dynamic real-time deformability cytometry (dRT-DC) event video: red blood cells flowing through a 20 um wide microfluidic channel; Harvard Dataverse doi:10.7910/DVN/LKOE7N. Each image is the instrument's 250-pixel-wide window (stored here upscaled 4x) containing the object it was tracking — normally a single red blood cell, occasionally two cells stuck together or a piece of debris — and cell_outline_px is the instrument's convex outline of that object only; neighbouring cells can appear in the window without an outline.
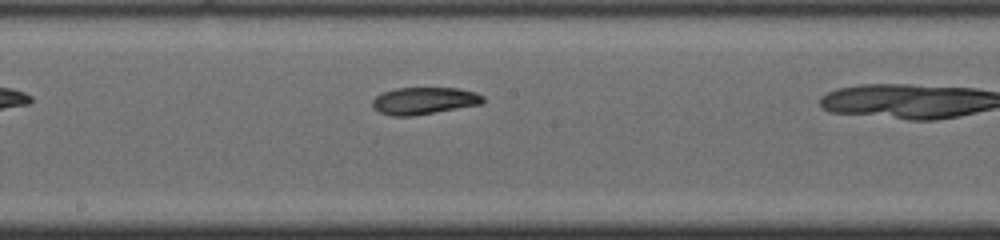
{"species": "common noctule bat (a hibernating species)", "species_latin": "Nyctalus noctula", "temperature_condition": "cold", "stored_images_in_passage": 22, "camera_frame_rate_fps": 3000, "um_per_image_px": 0.085, "animal": {"sex": "male", "body_mass_g": 19.0, "forearm_length_mm": 50.8}, "frame": {"image": 1, "passage_image": 9, "time_ms": 2.667, "image_size_px": [1000, 240], "cell_outline_px": [[484, 100], [480, 104], [412, 116], [392, 116], [380, 112], [372, 108], [372, 100], [376, 96], [384, 92], [396, 88], [456, 88], [476, 92], [484, 96]], "centroid_in_image_um": [36.02, 8.56], "position_along_channel_um": 212.2, "area_um2": 17.34}}
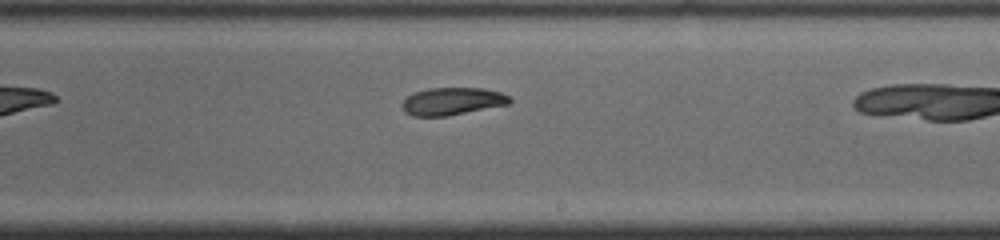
{"frame": {"image": 2, "passage_image": 12, "time_ms": 3.667, "image_size_px": [1000, 240], "cell_outline_px": [[512, 100], [508, 104], [448, 116], [412, 116], [404, 112], [400, 104], [408, 96], [416, 92], [428, 88], [484, 88], [500, 92], [508, 96]], "centroid_in_image_um": [38.41, 8.61], "position_along_channel_um": 250.6, "area_um2": 17.22}}
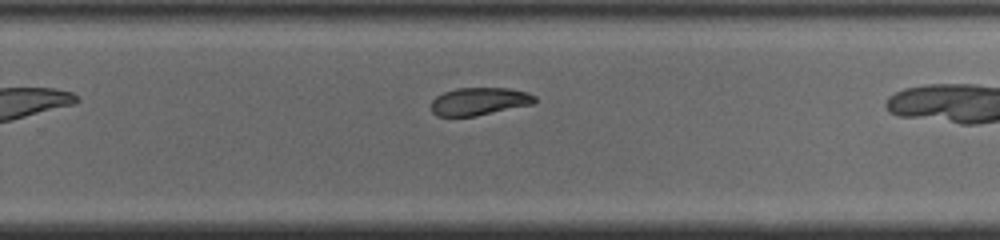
{"frame": {"image": 3, "passage_image": 15, "time_ms": 4.667, "image_size_px": [1000, 240], "cell_outline_px": [[536, 104], [476, 116], [436, 116], [432, 112], [432, 100], [436, 96], [444, 92], [456, 88], [508, 88], [528, 92], [536, 96]], "centroid_in_image_um": [40.78, 8.62], "position_along_channel_um": 289.0, "area_um2": 16.94}}